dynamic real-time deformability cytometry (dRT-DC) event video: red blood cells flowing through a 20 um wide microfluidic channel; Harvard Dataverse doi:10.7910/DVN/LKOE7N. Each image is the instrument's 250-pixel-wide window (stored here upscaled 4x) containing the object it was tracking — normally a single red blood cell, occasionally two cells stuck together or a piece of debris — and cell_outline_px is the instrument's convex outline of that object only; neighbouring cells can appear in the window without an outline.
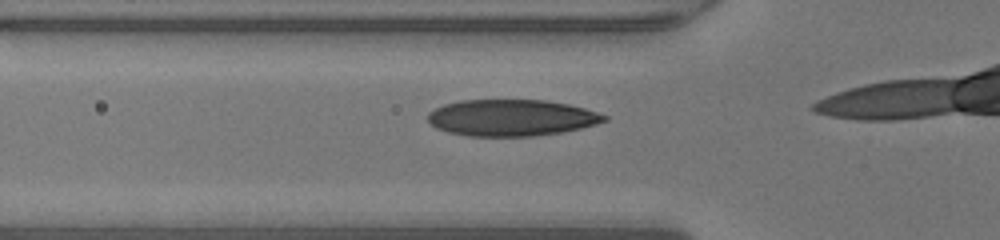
{"species": "human", "species_latin": "Homo sapiens", "temperature_condition": "warm", "stored_images_in_passage": 14, "camera_frame_rate_fps": 3000, "um_per_image_px": 0.085, "donor": {"sex": "male"}, "frame": {"image": 1, "passage_image": 9, "time_ms": 2.667, "image_size_px": [1000, 240], "cell_outline_px": [[608, 120], [596, 124], [580, 128], [560, 132], [532, 136], [468, 136], [448, 132], [436, 128], [428, 120], [428, 112], [444, 104], [460, 100], [544, 100], [568, 104], [584, 108], [608, 116]], "centroid_in_image_um": [43.46, 10.0], "position_along_channel_um": 82.3, "area_um2": 37.4}}
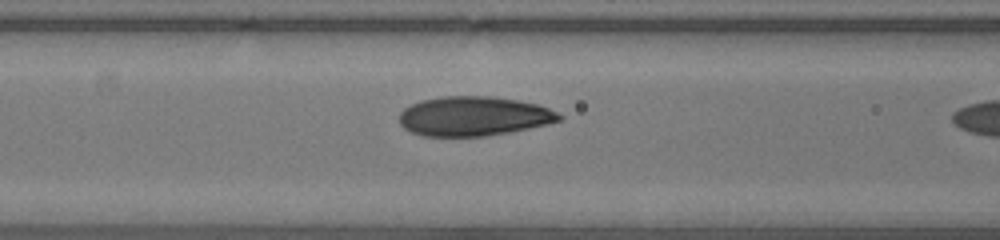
{"frame": {"image": 2, "passage_image": 12, "time_ms": 3.667, "image_size_px": [1000, 240], "cell_outline_px": [[564, 116], [560, 120], [548, 124], [508, 132], [484, 136], [424, 136], [412, 132], [404, 128], [400, 124], [400, 112], [404, 108], [420, 100], [444, 96], [492, 96], [516, 100], [536, 104], [548, 108]], "centroid_in_image_um": [40.25, 9.87], "position_along_channel_um": 126.4, "area_um2": 36.59}}